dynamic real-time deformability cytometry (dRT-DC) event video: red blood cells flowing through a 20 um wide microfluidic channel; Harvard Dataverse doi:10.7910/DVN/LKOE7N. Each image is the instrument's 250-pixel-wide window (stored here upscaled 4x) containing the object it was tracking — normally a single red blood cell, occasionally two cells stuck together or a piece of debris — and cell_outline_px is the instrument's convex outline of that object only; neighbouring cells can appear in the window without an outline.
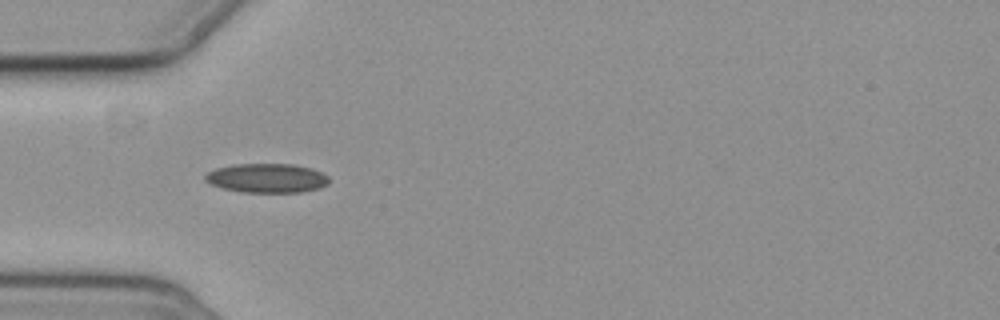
{"species": "common noctule bat (a hibernating species)", "species_latin": "Nyctalus noctula", "temperature_condition": "cold", "stored_images_in_passage": 4, "camera_frame_rate_fps": 3000, "um_per_image_px": 0.085, "animal": {"sex": "female", "body_mass_g": 19.3, "forearm_length_mm": 54.1}, "frame": {"image": 1, "passage_image": 3, "time_ms": 4.333, "image_size_px": [1000, 320], "cell_outline_px": [[328, 184], [320, 188], [300, 192], [240, 192], [224, 188], [212, 184], [204, 180], [204, 176], [208, 172], [216, 168], [236, 164], [292, 164], [312, 168], [328, 176]], "centroid_in_image_um": [22.69, 15.14], "position_along_channel_um": 62.3, "area_um2": 20.98}}
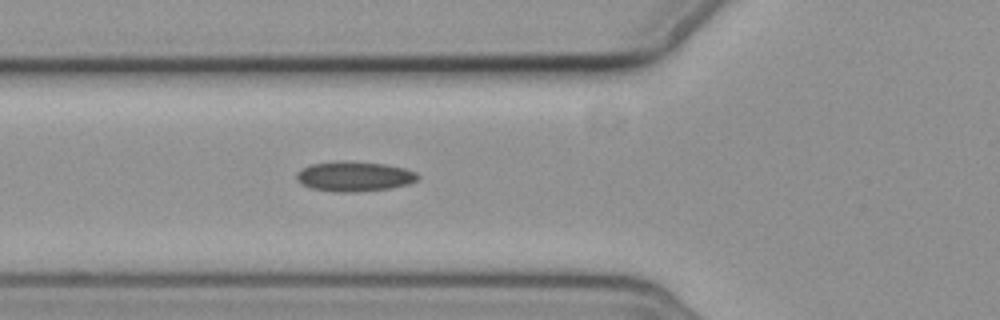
{"frame": {"image": 2, "passage_image": 4, "time_ms": 5.333, "image_size_px": [1000, 320], "cell_outline_px": [[420, 176], [416, 180], [408, 184], [392, 188], [356, 192], [336, 192], [312, 188], [296, 180], [296, 172], [312, 164], [336, 160], [352, 160], [384, 164], [404, 168], [416, 172]], "centroid_in_image_um": [30.12, 14.98], "position_along_channel_um": 95.7, "area_um2": 21.33}}